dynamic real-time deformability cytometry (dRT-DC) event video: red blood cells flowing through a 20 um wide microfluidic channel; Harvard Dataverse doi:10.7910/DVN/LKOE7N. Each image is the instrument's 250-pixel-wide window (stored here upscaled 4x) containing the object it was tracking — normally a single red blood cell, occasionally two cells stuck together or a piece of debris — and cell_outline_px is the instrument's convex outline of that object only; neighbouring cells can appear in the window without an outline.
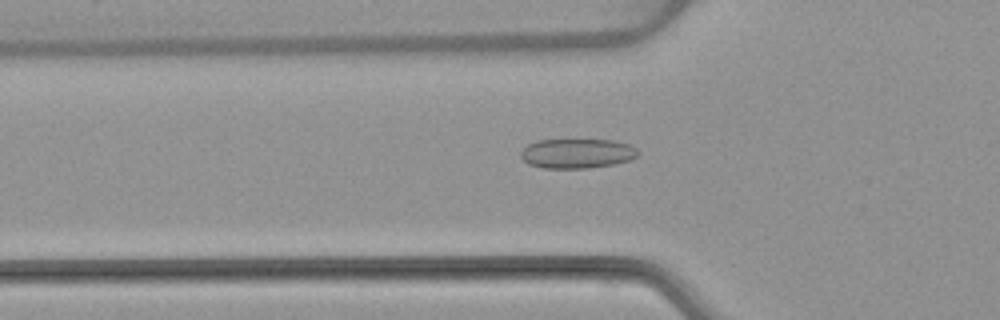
{"species": "common noctule bat (a hibernating species)", "species_latin": "Nyctalus noctula", "temperature_condition": "warm", "stored_images_in_passage": 53, "camera_frame_rate_fps": 3000, "um_per_image_px": 0.085, "animal": {"sex": "female", "body_mass_g": 22.7, "forearm_length_mm": 54.2}, "frame": {"image": 1, "passage_image": 18, "time_ms": 5.667, "image_size_px": [1000, 320], "cell_outline_px": [[640, 152], [636, 156], [628, 160], [612, 164], [588, 168], [544, 168], [528, 164], [520, 156], [520, 152], [528, 144], [536, 140], [616, 140], [628, 144], [636, 148]], "centroid_in_image_um": [49.03, 13.04], "position_along_channel_um": 76.8, "area_um2": 20.17}}
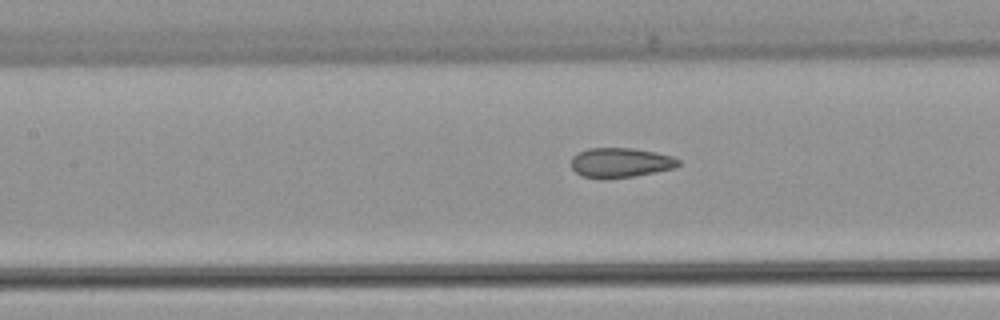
{"frame": {"image": 2, "passage_image": 24, "time_ms": 7.667, "image_size_px": [1000, 320], "cell_outline_px": [[680, 164], [672, 168], [632, 176], [584, 176], [576, 172], [572, 168], [572, 156], [588, 148], [632, 148], [656, 152], [672, 156], [680, 160]], "centroid_in_image_um": [52.76, 13.77], "position_along_channel_um": 154.6, "area_um2": 17.74}}
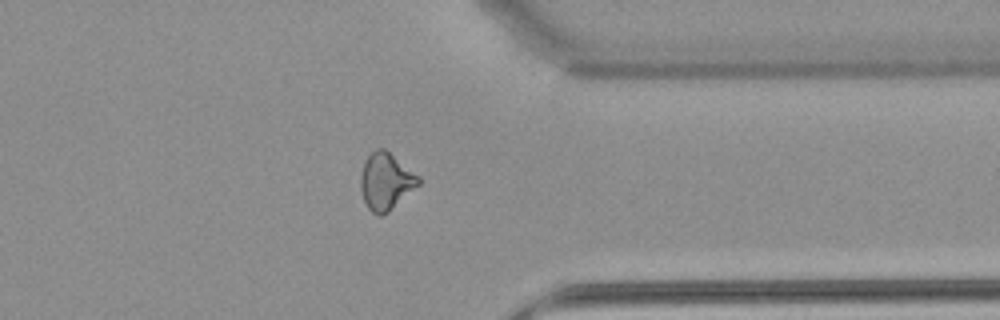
{"frame": {"image": 3, "passage_image": 42, "time_ms": 13.667, "image_size_px": [1000, 320], "cell_outline_px": [[420, 184], [388, 212], [380, 216], [376, 216], [368, 208], [364, 200], [360, 188], [360, 176], [364, 164], [368, 156], [376, 148], [384, 148], [420, 176]], "centroid_in_image_um": [32.8, 15.42], "position_along_channel_um": 378.6, "area_um2": 19.13}, "authors_computed_cell_mechanics": {"area_um2": 19.1896, "velocity_mm_per_s": 3.8479, "shape_relaxation_time_tau1_ms": null, "shape_relaxation_time_tau2_ms": 1.6805, "deformation_change_tau1": null, "deformation_change_tau2": 0.0731}}